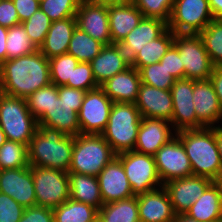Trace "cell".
I'll use <instances>...</instances> for the list:
<instances>
[{"label":"cell","mask_w":222,"mask_h":222,"mask_svg":"<svg viewBox=\"0 0 222 222\" xmlns=\"http://www.w3.org/2000/svg\"><path fill=\"white\" fill-rule=\"evenodd\" d=\"M0 127L7 140L28 146L38 128V122L28 109L25 98L0 92Z\"/></svg>","instance_id":"8992f818"},{"label":"cell","mask_w":222,"mask_h":222,"mask_svg":"<svg viewBox=\"0 0 222 222\" xmlns=\"http://www.w3.org/2000/svg\"><path fill=\"white\" fill-rule=\"evenodd\" d=\"M37 122L38 125L55 128L66 135L77 136L81 133L77 105H69L60 98L54 99L50 109Z\"/></svg>","instance_id":"d4e9b609"},{"label":"cell","mask_w":222,"mask_h":222,"mask_svg":"<svg viewBox=\"0 0 222 222\" xmlns=\"http://www.w3.org/2000/svg\"><path fill=\"white\" fill-rule=\"evenodd\" d=\"M7 141L6 135L0 127V147Z\"/></svg>","instance_id":"6f0895ef"},{"label":"cell","mask_w":222,"mask_h":222,"mask_svg":"<svg viewBox=\"0 0 222 222\" xmlns=\"http://www.w3.org/2000/svg\"><path fill=\"white\" fill-rule=\"evenodd\" d=\"M65 86L84 91L100 87L94 78L90 62H79L73 69L72 82H67Z\"/></svg>","instance_id":"7bdbcfd3"},{"label":"cell","mask_w":222,"mask_h":222,"mask_svg":"<svg viewBox=\"0 0 222 222\" xmlns=\"http://www.w3.org/2000/svg\"><path fill=\"white\" fill-rule=\"evenodd\" d=\"M58 87L50 83L31 94L27 100L28 109L31 114L38 120L47 110L50 109L54 99H58Z\"/></svg>","instance_id":"74e56055"},{"label":"cell","mask_w":222,"mask_h":222,"mask_svg":"<svg viewBox=\"0 0 222 222\" xmlns=\"http://www.w3.org/2000/svg\"><path fill=\"white\" fill-rule=\"evenodd\" d=\"M79 61L69 53H64L49 59L50 81L58 86L72 82L73 69Z\"/></svg>","instance_id":"8d00e7d4"},{"label":"cell","mask_w":222,"mask_h":222,"mask_svg":"<svg viewBox=\"0 0 222 222\" xmlns=\"http://www.w3.org/2000/svg\"><path fill=\"white\" fill-rule=\"evenodd\" d=\"M135 105L141 117L164 119L171 122L173 100L170 90H162L141 83Z\"/></svg>","instance_id":"d6986e66"},{"label":"cell","mask_w":222,"mask_h":222,"mask_svg":"<svg viewBox=\"0 0 222 222\" xmlns=\"http://www.w3.org/2000/svg\"><path fill=\"white\" fill-rule=\"evenodd\" d=\"M85 1L104 6H114V5L129 3L132 2L133 0H85Z\"/></svg>","instance_id":"11a10c76"},{"label":"cell","mask_w":222,"mask_h":222,"mask_svg":"<svg viewBox=\"0 0 222 222\" xmlns=\"http://www.w3.org/2000/svg\"><path fill=\"white\" fill-rule=\"evenodd\" d=\"M21 23L27 21L38 9L39 0H12Z\"/></svg>","instance_id":"681fc988"},{"label":"cell","mask_w":222,"mask_h":222,"mask_svg":"<svg viewBox=\"0 0 222 222\" xmlns=\"http://www.w3.org/2000/svg\"><path fill=\"white\" fill-rule=\"evenodd\" d=\"M28 146L7 140L0 147V170L28 167Z\"/></svg>","instance_id":"d590c367"},{"label":"cell","mask_w":222,"mask_h":222,"mask_svg":"<svg viewBox=\"0 0 222 222\" xmlns=\"http://www.w3.org/2000/svg\"><path fill=\"white\" fill-rule=\"evenodd\" d=\"M80 1L81 0H45L40 2L39 8L53 22L75 17Z\"/></svg>","instance_id":"60d3db41"},{"label":"cell","mask_w":222,"mask_h":222,"mask_svg":"<svg viewBox=\"0 0 222 222\" xmlns=\"http://www.w3.org/2000/svg\"><path fill=\"white\" fill-rule=\"evenodd\" d=\"M140 84L139 71L130 66L108 79L100 87L113 102L135 103L138 98Z\"/></svg>","instance_id":"603a6c76"},{"label":"cell","mask_w":222,"mask_h":222,"mask_svg":"<svg viewBox=\"0 0 222 222\" xmlns=\"http://www.w3.org/2000/svg\"><path fill=\"white\" fill-rule=\"evenodd\" d=\"M222 109V67H214L209 77Z\"/></svg>","instance_id":"f907efd6"},{"label":"cell","mask_w":222,"mask_h":222,"mask_svg":"<svg viewBox=\"0 0 222 222\" xmlns=\"http://www.w3.org/2000/svg\"><path fill=\"white\" fill-rule=\"evenodd\" d=\"M116 157L124 167L134 196L163 186L153 155L132 150L119 153Z\"/></svg>","instance_id":"52a82bcc"},{"label":"cell","mask_w":222,"mask_h":222,"mask_svg":"<svg viewBox=\"0 0 222 222\" xmlns=\"http://www.w3.org/2000/svg\"><path fill=\"white\" fill-rule=\"evenodd\" d=\"M215 141L217 144L220 160L222 163V124L214 126Z\"/></svg>","instance_id":"db71d44e"},{"label":"cell","mask_w":222,"mask_h":222,"mask_svg":"<svg viewBox=\"0 0 222 222\" xmlns=\"http://www.w3.org/2000/svg\"><path fill=\"white\" fill-rule=\"evenodd\" d=\"M74 136L45 125L38 128L28 145L30 166L60 169L69 172Z\"/></svg>","instance_id":"7a4b0ae2"},{"label":"cell","mask_w":222,"mask_h":222,"mask_svg":"<svg viewBox=\"0 0 222 222\" xmlns=\"http://www.w3.org/2000/svg\"><path fill=\"white\" fill-rule=\"evenodd\" d=\"M141 115L135 103L113 102L108 123L101 135L116 153L135 148Z\"/></svg>","instance_id":"277c9868"},{"label":"cell","mask_w":222,"mask_h":222,"mask_svg":"<svg viewBox=\"0 0 222 222\" xmlns=\"http://www.w3.org/2000/svg\"><path fill=\"white\" fill-rule=\"evenodd\" d=\"M113 101L101 87L87 91L78 112L81 134H101L107 123Z\"/></svg>","instance_id":"7c38bea8"},{"label":"cell","mask_w":222,"mask_h":222,"mask_svg":"<svg viewBox=\"0 0 222 222\" xmlns=\"http://www.w3.org/2000/svg\"><path fill=\"white\" fill-rule=\"evenodd\" d=\"M167 29L168 23L163 20L143 17L119 45L131 60L145 44L160 37Z\"/></svg>","instance_id":"cb8c5ba5"},{"label":"cell","mask_w":222,"mask_h":222,"mask_svg":"<svg viewBox=\"0 0 222 222\" xmlns=\"http://www.w3.org/2000/svg\"><path fill=\"white\" fill-rule=\"evenodd\" d=\"M21 24L16 7L12 0L0 1V25L10 28Z\"/></svg>","instance_id":"7dc6e473"},{"label":"cell","mask_w":222,"mask_h":222,"mask_svg":"<svg viewBox=\"0 0 222 222\" xmlns=\"http://www.w3.org/2000/svg\"><path fill=\"white\" fill-rule=\"evenodd\" d=\"M213 181L206 177L191 175L174 179L163 185L172 203L175 214H185L201 197Z\"/></svg>","instance_id":"5bb4252c"},{"label":"cell","mask_w":222,"mask_h":222,"mask_svg":"<svg viewBox=\"0 0 222 222\" xmlns=\"http://www.w3.org/2000/svg\"><path fill=\"white\" fill-rule=\"evenodd\" d=\"M0 192L10 196L24 208L37 206L32 166L0 170Z\"/></svg>","instance_id":"2e32d148"},{"label":"cell","mask_w":222,"mask_h":222,"mask_svg":"<svg viewBox=\"0 0 222 222\" xmlns=\"http://www.w3.org/2000/svg\"><path fill=\"white\" fill-rule=\"evenodd\" d=\"M86 92L87 91L82 89L58 86V95L60 100H63L69 105H77V113L81 109Z\"/></svg>","instance_id":"c3c4849f"},{"label":"cell","mask_w":222,"mask_h":222,"mask_svg":"<svg viewBox=\"0 0 222 222\" xmlns=\"http://www.w3.org/2000/svg\"><path fill=\"white\" fill-rule=\"evenodd\" d=\"M108 15L112 44H120L143 18L132 2L108 6Z\"/></svg>","instance_id":"4316f807"},{"label":"cell","mask_w":222,"mask_h":222,"mask_svg":"<svg viewBox=\"0 0 222 222\" xmlns=\"http://www.w3.org/2000/svg\"><path fill=\"white\" fill-rule=\"evenodd\" d=\"M51 23L50 18L40 8L22 23L30 41L37 49L43 44Z\"/></svg>","instance_id":"ab89813d"},{"label":"cell","mask_w":222,"mask_h":222,"mask_svg":"<svg viewBox=\"0 0 222 222\" xmlns=\"http://www.w3.org/2000/svg\"><path fill=\"white\" fill-rule=\"evenodd\" d=\"M104 46V44L76 27L67 53L74 56L79 62H91Z\"/></svg>","instance_id":"d6a6232c"},{"label":"cell","mask_w":222,"mask_h":222,"mask_svg":"<svg viewBox=\"0 0 222 222\" xmlns=\"http://www.w3.org/2000/svg\"><path fill=\"white\" fill-rule=\"evenodd\" d=\"M174 45L184 64V78L209 79L214 66L199 34H175Z\"/></svg>","instance_id":"30bf717a"},{"label":"cell","mask_w":222,"mask_h":222,"mask_svg":"<svg viewBox=\"0 0 222 222\" xmlns=\"http://www.w3.org/2000/svg\"><path fill=\"white\" fill-rule=\"evenodd\" d=\"M90 65L99 86L131 66L128 56L119 44L105 45Z\"/></svg>","instance_id":"7402d4cb"},{"label":"cell","mask_w":222,"mask_h":222,"mask_svg":"<svg viewBox=\"0 0 222 222\" xmlns=\"http://www.w3.org/2000/svg\"><path fill=\"white\" fill-rule=\"evenodd\" d=\"M139 73L141 77V83L162 90H170L173 83L175 82L174 77L160 62L142 67L139 70Z\"/></svg>","instance_id":"f35d334b"},{"label":"cell","mask_w":222,"mask_h":222,"mask_svg":"<svg viewBox=\"0 0 222 222\" xmlns=\"http://www.w3.org/2000/svg\"><path fill=\"white\" fill-rule=\"evenodd\" d=\"M97 178L103 204L134 196L124 167L117 157L105 166Z\"/></svg>","instance_id":"ac0fdd59"},{"label":"cell","mask_w":222,"mask_h":222,"mask_svg":"<svg viewBox=\"0 0 222 222\" xmlns=\"http://www.w3.org/2000/svg\"><path fill=\"white\" fill-rule=\"evenodd\" d=\"M24 209L13 198L0 192V222H19Z\"/></svg>","instance_id":"ee69618b"},{"label":"cell","mask_w":222,"mask_h":222,"mask_svg":"<svg viewBox=\"0 0 222 222\" xmlns=\"http://www.w3.org/2000/svg\"><path fill=\"white\" fill-rule=\"evenodd\" d=\"M50 83L49 59L39 50L0 65V91L7 95L26 99Z\"/></svg>","instance_id":"6da1fadb"},{"label":"cell","mask_w":222,"mask_h":222,"mask_svg":"<svg viewBox=\"0 0 222 222\" xmlns=\"http://www.w3.org/2000/svg\"><path fill=\"white\" fill-rule=\"evenodd\" d=\"M193 100L196 117L204 127L222 124V109L209 79L193 80Z\"/></svg>","instance_id":"ffe728a7"},{"label":"cell","mask_w":222,"mask_h":222,"mask_svg":"<svg viewBox=\"0 0 222 222\" xmlns=\"http://www.w3.org/2000/svg\"><path fill=\"white\" fill-rule=\"evenodd\" d=\"M175 33L169 28L158 38L145 46L130 60L131 66L138 71L147 65L158 63L174 44Z\"/></svg>","instance_id":"f546056e"},{"label":"cell","mask_w":222,"mask_h":222,"mask_svg":"<svg viewBox=\"0 0 222 222\" xmlns=\"http://www.w3.org/2000/svg\"><path fill=\"white\" fill-rule=\"evenodd\" d=\"M213 19H222V0H208Z\"/></svg>","instance_id":"f5cc1de1"},{"label":"cell","mask_w":222,"mask_h":222,"mask_svg":"<svg viewBox=\"0 0 222 222\" xmlns=\"http://www.w3.org/2000/svg\"><path fill=\"white\" fill-rule=\"evenodd\" d=\"M210 222H222V220L210 221Z\"/></svg>","instance_id":"91938a15"},{"label":"cell","mask_w":222,"mask_h":222,"mask_svg":"<svg viewBox=\"0 0 222 222\" xmlns=\"http://www.w3.org/2000/svg\"><path fill=\"white\" fill-rule=\"evenodd\" d=\"M19 222H54L53 209L43 206L27 207Z\"/></svg>","instance_id":"bcb514c9"},{"label":"cell","mask_w":222,"mask_h":222,"mask_svg":"<svg viewBox=\"0 0 222 222\" xmlns=\"http://www.w3.org/2000/svg\"><path fill=\"white\" fill-rule=\"evenodd\" d=\"M140 222H173L175 212L169 195L162 186L137 196Z\"/></svg>","instance_id":"44dd1931"},{"label":"cell","mask_w":222,"mask_h":222,"mask_svg":"<svg viewBox=\"0 0 222 222\" xmlns=\"http://www.w3.org/2000/svg\"><path fill=\"white\" fill-rule=\"evenodd\" d=\"M116 153L101 134L74 136L73 155L68 173L97 176Z\"/></svg>","instance_id":"5b68a950"},{"label":"cell","mask_w":222,"mask_h":222,"mask_svg":"<svg viewBox=\"0 0 222 222\" xmlns=\"http://www.w3.org/2000/svg\"><path fill=\"white\" fill-rule=\"evenodd\" d=\"M37 206L55 208L70 198L68 172L32 166Z\"/></svg>","instance_id":"ba28073f"},{"label":"cell","mask_w":222,"mask_h":222,"mask_svg":"<svg viewBox=\"0 0 222 222\" xmlns=\"http://www.w3.org/2000/svg\"><path fill=\"white\" fill-rule=\"evenodd\" d=\"M176 136L171 122L142 117L134 151L154 155L160 147Z\"/></svg>","instance_id":"e0dca14e"},{"label":"cell","mask_w":222,"mask_h":222,"mask_svg":"<svg viewBox=\"0 0 222 222\" xmlns=\"http://www.w3.org/2000/svg\"><path fill=\"white\" fill-rule=\"evenodd\" d=\"M174 0H133L145 18H157L168 23Z\"/></svg>","instance_id":"b9f144b4"},{"label":"cell","mask_w":222,"mask_h":222,"mask_svg":"<svg viewBox=\"0 0 222 222\" xmlns=\"http://www.w3.org/2000/svg\"><path fill=\"white\" fill-rule=\"evenodd\" d=\"M53 216L54 222H94L98 218V209L69 198L53 208Z\"/></svg>","instance_id":"1f68e13d"},{"label":"cell","mask_w":222,"mask_h":222,"mask_svg":"<svg viewBox=\"0 0 222 222\" xmlns=\"http://www.w3.org/2000/svg\"><path fill=\"white\" fill-rule=\"evenodd\" d=\"M212 20L208 0H174L168 28L175 34H199Z\"/></svg>","instance_id":"9c48e42d"},{"label":"cell","mask_w":222,"mask_h":222,"mask_svg":"<svg viewBox=\"0 0 222 222\" xmlns=\"http://www.w3.org/2000/svg\"><path fill=\"white\" fill-rule=\"evenodd\" d=\"M98 218L102 222H140L137 196L103 204Z\"/></svg>","instance_id":"4dcf8cb0"},{"label":"cell","mask_w":222,"mask_h":222,"mask_svg":"<svg viewBox=\"0 0 222 222\" xmlns=\"http://www.w3.org/2000/svg\"><path fill=\"white\" fill-rule=\"evenodd\" d=\"M190 160L193 175L222 181V163L215 141L214 127L176 132Z\"/></svg>","instance_id":"3957f363"},{"label":"cell","mask_w":222,"mask_h":222,"mask_svg":"<svg viewBox=\"0 0 222 222\" xmlns=\"http://www.w3.org/2000/svg\"><path fill=\"white\" fill-rule=\"evenodd\" d=\"M173 222H199L186 214H177Z\"/></svg>","instance_id":"9f6ffc18"},{"label":"cell","mask_w":222,"mask_h":222,"mask_svg":"<svg viewBox=\"0 0 222 222\" xmlns=\"http://www.w3.org/2000/svg\"><path fill=\"white\" fill-rule=\"evenodd\" d=\"M94 222H102L99 218H97Z\"/></svg>","instance_id":"680465c9"},{"label":"cell","mask_w":222,"mask_h":222,"mask_svg":"<svg viewBox=\"0 0 222 222\" xmlns=\"http://www.w3.org/2000/svg\"><path fill=\"white\" fill-rule=\"evenodd\" d=\"M75 18L80 30L104 45L112 44L108 6L81 0Z\"/></svg>","instance_id":"9a60e30c"},{"label":"cell","mask_w":222,"mask_h":222,"mask_svg":"<svg viewBox=\"0 0 222 222\" xmlns=\"http://www.w3.org/2000/svg\"><path fill=\"white\" fill-rule=\"evenodd\" d=\"M36 50L38 49L30 41L22 23L8 28L6 39L7 60L32 54Z\"/></svg>","instance_id":"e575fe53"},{"label":"cell","mask_w":222,"mask_h":222,"mask_svg":"<svg viewBox=\"0 0 222 222\" xmlns=\"http://www.w3.org/2000/svg\"><path fill=\"white\" fill-rule=\"evenodd\" d=\"M173 114L171 124L176 132L187 129L203 128L194 109L193 80L181 78L175 80L171 89Z\"/></svg>","instance_id":"4fadbf2b"},{"label":"cell","mask_w":222,"mask_h":222,"mask_svg":"<svg viewBox=\"0 0 222 222\" xmlns=\"http://www.w3.org/2000/svg\"><path fill=\"white\" fill-rule=\"evenodd\" d=\"M214 67H222V19H213L200 33Z\"/></svg>","instance_id":"836d02e7"},{"label":"cell","mask_w":222,"mask_h":222,"mask_svg":"<svg viewBox=\"0 0 222 222\" xmlns=\"http://www.w3.org/2000/svg\"><path fill=\"white\" fill-rule=\"evenodd\" d=\"M153 156L163 185L193 175L190 160L177 136L160 147Z\"/></svg>","instance_id":"8fae6325"},{"label":"cell","mask_w":222,"mask_h":222,"mask_svg":"<svg viewBox=\"0 0 222 222\" xmlns=\"http://www.w3.org/2000/svg\"><path fill=\"white\" fill-rule=\"evenodd\" d=\"M175 80L184 78V64L181 61L177 47L173 44L159 61Z\"/></svg>","instance_id":"f6af8a7d"},{"label":"cell","mask_w":222,"mask_h":222,"mask_svg":"<svg viewBox=\"0 0 222 222\" xmlns=\"http://www.w3.org/2000/svg\"><path fill=\"white\" fill-rule=\"evenodd\" d=\"M185 214L199 222L222 220V181H213Z\"/></svg>","instance_id":"484cf974"},{"label":"cell","mask_w":222,"mask_h":222,"mask_svg":"<svg viewBox=\"0 0 222 222\" xmlns=\"http://www.w3.org/2000/svg\"><path fill=\"white\" fill-rule=\"evenodd\" d=\"M76 27L75 17L53 21L43 44L38 50L47 59L67 53L70 40Z\"/></svg>","instance_id":"83f0119b"},{"label":"cell","mask_w":222,"mask_h":222,"mask_svg":"<svg viewBox=\"0 0 222 222\" xmlns=\"http://www.w3.org/2000/svg\"><path fill=\"white\" fill-rule=\"evenodd\" d=\"M70 198L94 206L103 205L97 176L68 173Z\"/></svg>","instance_id":"f1b7e54d"},{"label":"cell","mask_w":222,"mask_h":222,"mask_svg":"<svg viewBox=\"0 0 222 222\" xmlns=\"http://www.w3.org/2000/svg\"><path fill=\"white\" fill-rule=\"evenodd\" d=\"M8 28L0 25V65L7 60L6 39Z\"/></svg>","instance_id":"816d5d0a"}]
</instances>
